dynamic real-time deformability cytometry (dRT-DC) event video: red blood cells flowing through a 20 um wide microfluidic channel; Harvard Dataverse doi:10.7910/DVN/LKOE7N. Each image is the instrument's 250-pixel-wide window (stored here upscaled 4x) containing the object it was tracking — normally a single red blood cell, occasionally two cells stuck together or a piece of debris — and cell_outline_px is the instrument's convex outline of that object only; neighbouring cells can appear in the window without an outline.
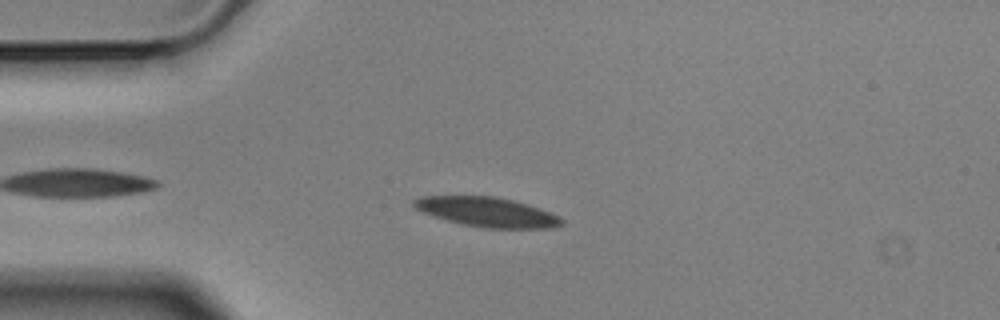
{"species": "Egyptian fruit bat (a non-hibernating species)", "species_latin": "Rousettus aegyptiacus", "temperature_condition": "cold", "stored_images_in_passage": 45, "camera_frame_rate_fps": 3000, "um_per_image_px": 0.085, "animal": {"sex": "male"}, "frame": {"image": 1, "passage_image": 6, "time_ms": 1.667, "image_size_px": [1000, 320], "cell_outline_px": [[564, 224], [556, 228], [484, 228], [464, 224], [448, 220], [424, 212], [416, 208], [412, 204], [412, 200], [424, 196], [496, 196], [528, 204], [540, 208], [560, 216], [564, 220]], "centroid_in_image_um": [41.48, 18.02], "position_along_channel_um": 43.5, "area_um2": 25.37}}
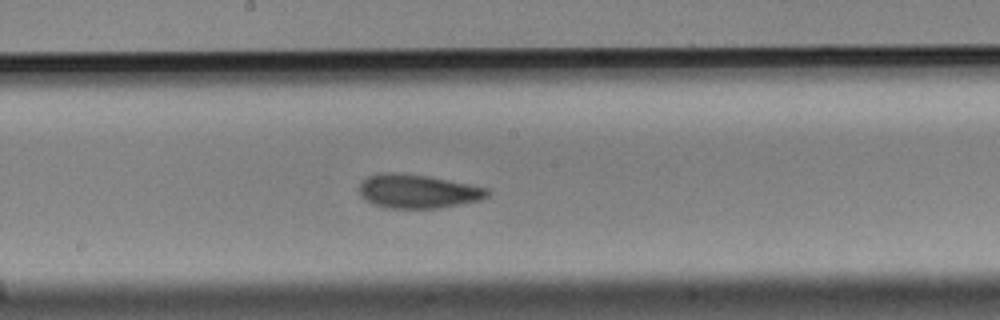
{"frame": {"image": 2, "passage_image": 22, "time_ms": 7.0, "image_size_px": [1000, 320], "cell_outline_px": [[492, 192], [488, 196], [480, 200], [436, 208], [388, 208], [372, 204], [364, 200], [360, 196], [360, 184], [368, 176], [380, 172], [392, 172], [428, 176], [488, 188]], "centroid_in_image_um": [35.49, 16.26], "position_along_channel_um": 212.7, "area_um2": 25.2}}
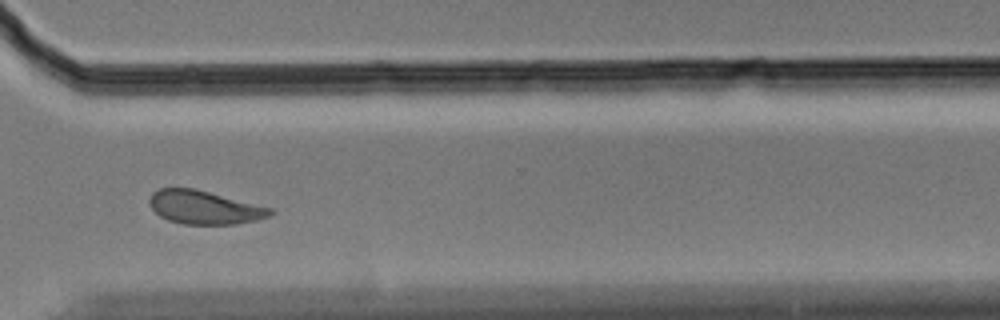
{"frame": {"image": 3, "passage_image": 34, "time_ms": 11.0, "image_size_px": [1000, 320], "cell_outline_px": [[272, 216], [256, 220], [236, 224], [184, 224], [168, 220], [160, 216], [152, 208], [148, 200], [152, 192], [160, 188], [192, 188], [272, 208]], "centroid_in_image_um": [17.35, 17.63], "position_along_channel_um": 353.2, "area_um2": 23.29}, "authors_computed_cell_mechanics": {"area_um2": 24.9696, "velocity_mm_per_s": 3.5193, "shape_relaxation_time_tau1_ms": 5.6774, "shape_relaxation_time_tau2_ms": 2.8146, "deformation_change_tau1": 0.1346, "deformation_change_tau2": 0.0912}}